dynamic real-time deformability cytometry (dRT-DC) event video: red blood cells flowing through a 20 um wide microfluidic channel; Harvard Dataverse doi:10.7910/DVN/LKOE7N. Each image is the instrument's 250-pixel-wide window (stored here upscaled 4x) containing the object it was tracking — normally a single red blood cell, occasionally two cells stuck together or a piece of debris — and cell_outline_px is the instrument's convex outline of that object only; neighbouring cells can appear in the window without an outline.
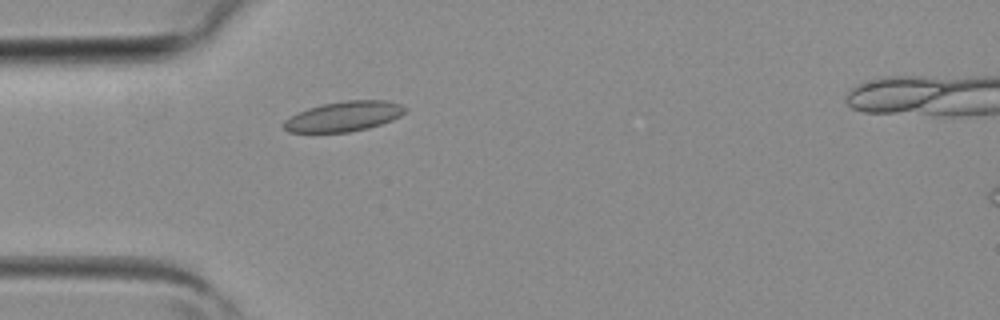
{"species": "common noctule bat (a hibernating species)", "species_latin": "Nyctalus noctula", "temperature_condition": "room temperature", "stored_images_in_passage": 3, "camera_frame_rate_fps": 3000, "um_per_image_px": 0.085, "animal": {"sex": "female", "body_mass_g": 19.3, "forearm_length_mm": 54.1}, "frame": {"image": 1, "passage_image": 2, "time_ms": 0.333, "image_size_px": [1000, 320], "cell_outline_px": [[408, 112], [392, 120], [368, 128], [348, 132], [288, 132], [280, 124], [288, 116], [308, 108], [320, 104], [344, 100], [388, 100], [400, 104], [408, 108]], "centroid_in_image_um": [29.22, 9.88], "position_along_channel_um": 55.8, "area_um2": 21.56}}